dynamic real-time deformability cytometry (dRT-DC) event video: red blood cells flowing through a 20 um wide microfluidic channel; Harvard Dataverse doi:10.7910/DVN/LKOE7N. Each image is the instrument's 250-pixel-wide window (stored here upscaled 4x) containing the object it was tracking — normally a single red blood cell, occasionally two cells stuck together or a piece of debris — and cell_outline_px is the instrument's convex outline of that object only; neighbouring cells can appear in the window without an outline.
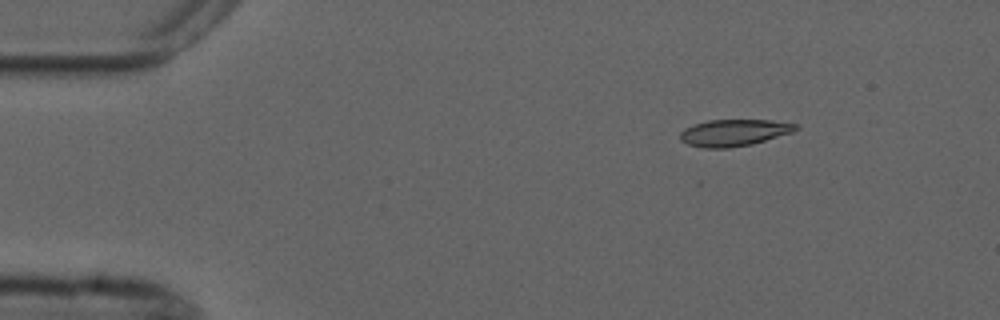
{"species": "common noctule bat (a hibernating species)", "species_latin": "Nyctalus noctula", "temperature_condition": "cold", "stored_images_in_passage": 7, "camera_frame_rate_fps": 3000, "um_per_image_px": 0.085, "animal": {"sex": "male", "forearm_length_mm": 52.5}, "frame": {"image": 1, "passage_image": 2, "time_ms": 2.333, "image_size_px": [1000, 320], "cell_outline_px": [[800, 128], [792, 132], [752, 144], [728, 148], [704, 148], [688, 144], [680, 140], [680, 132], [684, 128], [692, 124], [708, 120], [772, 120], [796, 124]], "centroid_in_image_um": [62.36, 11.27], "position_along_channel_um": 22.6, "area_um2": 18.03}}
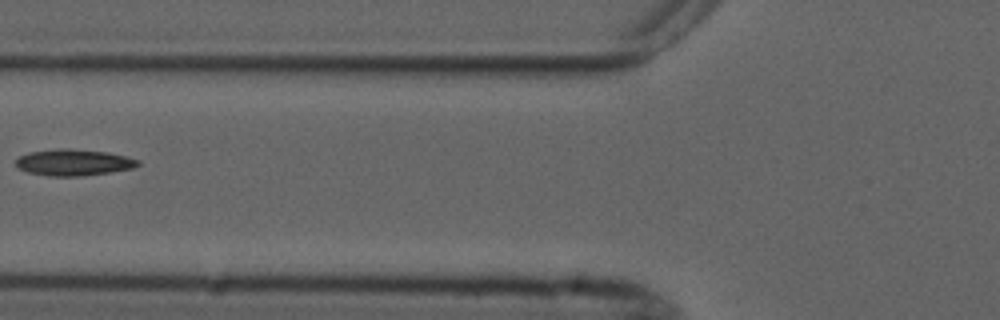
{"frame": {"image": 2, "passage_image": 6, "time_ms": 7.0, "image_size_px": [1000, 320], "cell_outline_px": [[140, 164], [132, 168], [112, 172], [84, 176], [48, 176], [28, 172], [16, 168], [16, 160], [20, 156], [28, 152], [56, 148], [68, 148], [108, 152], [128, 156], [140, 160]], "centroid_in_image_um": [6.26, 13.8], "position_along_channel_um": 119.5, "area_um2": 19.07}}
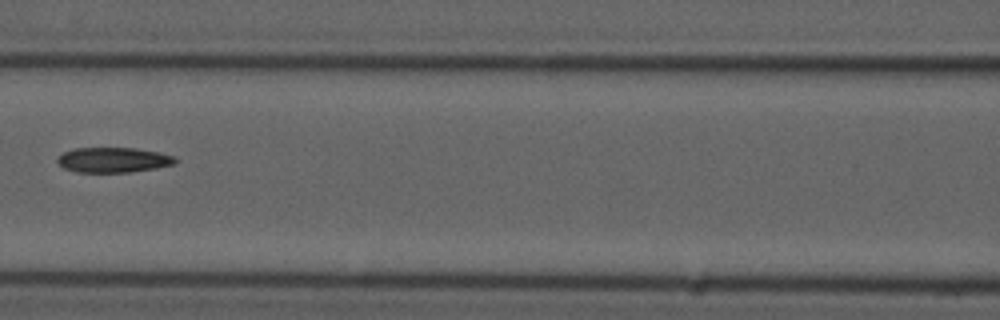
{"frame": {"image": 3, "passage_image": 7, "time_ms": 8.0, "image_size_px": [1000, 320], "cell_outline_px": [[176, 164], [156, 168], [128, 172], [76, 172], [64, 168], [56, 160], [64, 152], [76, 148], [136, 148], [160, 152], [172, 156], [176, 160]], "centroid_in_image_um": [9.64, 13.59], "position_along_channel_um": 157.0, "area_um2": 17.11}}